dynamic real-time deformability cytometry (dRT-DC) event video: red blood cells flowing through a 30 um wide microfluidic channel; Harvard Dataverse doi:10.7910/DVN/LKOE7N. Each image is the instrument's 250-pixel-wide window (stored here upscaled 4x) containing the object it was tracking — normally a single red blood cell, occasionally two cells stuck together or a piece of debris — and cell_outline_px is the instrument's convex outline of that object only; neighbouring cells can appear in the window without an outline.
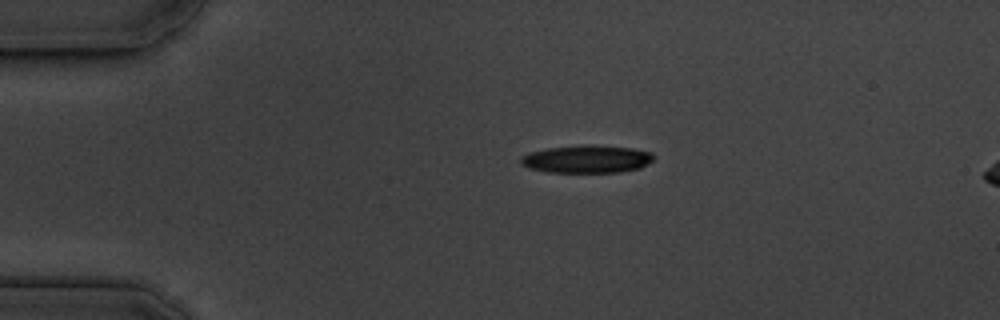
{"species": "common noctule bat (a hibernating species)", "species_latin": "Nyctalus noctula", "temperature_condition": "cold", "stored_images_in_passage": 7, "camera_frame_rate_fps": 3000, "um_per_image_px": 0.085, "animal": {"sex": "male", "body_mass_g": 19.5, "forearm_length_mm": 54.6}, "frame": {"image": 1, "passage_image": 1, "time_ms": 0.0, "image_size_px": [1000, 320], "cell_outline_px": [[656, 156], [648, 164], [640, 168], [620, 172], [548, 172], [528, 168], [520, 164], [520, 156], [528, 152], [544, 148], [580, 144], [632, 148], [652, 152]], "centroid_in_image_um": [49.84, 13.51], "position_along_channel_um": 35.2, "area_um2": 21.85}}